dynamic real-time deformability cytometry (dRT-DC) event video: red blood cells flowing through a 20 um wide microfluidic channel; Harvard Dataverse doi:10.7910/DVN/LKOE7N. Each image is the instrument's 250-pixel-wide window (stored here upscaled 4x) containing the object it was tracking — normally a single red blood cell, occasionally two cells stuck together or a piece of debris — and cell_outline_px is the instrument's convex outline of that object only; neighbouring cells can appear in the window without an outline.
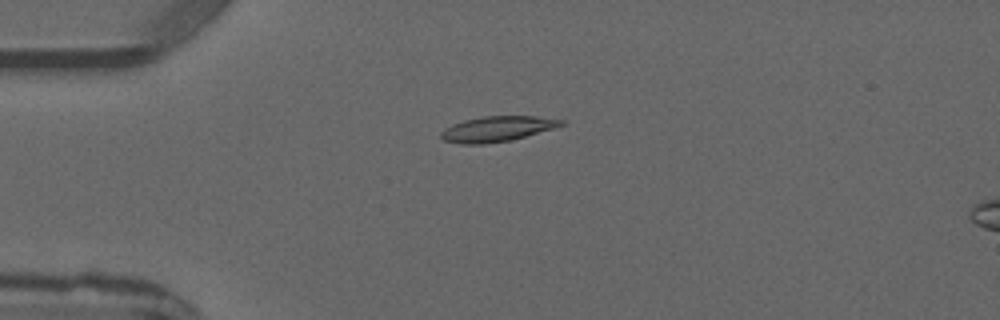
{"species": "common noctule bat (a hibernating species)", "species_latin": "Nyctalus noctula", "temperature_condition": "warm", "stored_images_in_passage": 4, "camera_frame_rate_fps": 3000, "um_per_image_px": 0.085, "animal": {"sex": "male", "forearm_length_mm": 52.5}, "frame": {"image": 1, "passage_image": 2, "time_ms": 1.333, "image_size_px": [1000, 320], "cell_outline_px": [[564, 124], [556, 128], [512, 140], [484, 144], [460, 144], [444, 140], [440, 136], [440, 132], [444, 128], [452, 124], [464, 120], [484, 116], [536, 116], [564, 120]], "centroid_in_image_um": [42.25, 10.96], "position_along_channel_um": 42.7, "area_um2": 17.86}}
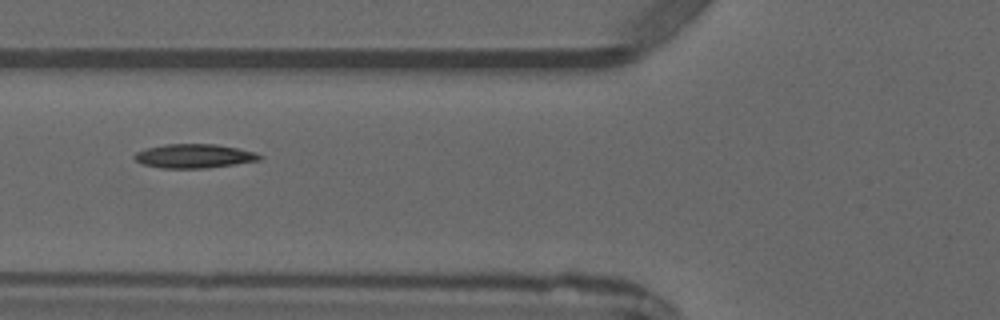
{"frame": {"image": 2, "passage_image": 4, "time_ms": 3.333, "image_size_px": [1000, 320], "cell_outline_px": [[264, 156], [260, 160], [236, 164], [208, 168], [160, 168], [144, 164], [136, 160], [132, 156], [136, 152], [144, 148], [164, 144], [216, 144], [236, 148], [252, 152]], "centroid_in_image_um": [16.47, 13.26], "position_along_channel_um": 109.3, "area_um2": 17.51}}